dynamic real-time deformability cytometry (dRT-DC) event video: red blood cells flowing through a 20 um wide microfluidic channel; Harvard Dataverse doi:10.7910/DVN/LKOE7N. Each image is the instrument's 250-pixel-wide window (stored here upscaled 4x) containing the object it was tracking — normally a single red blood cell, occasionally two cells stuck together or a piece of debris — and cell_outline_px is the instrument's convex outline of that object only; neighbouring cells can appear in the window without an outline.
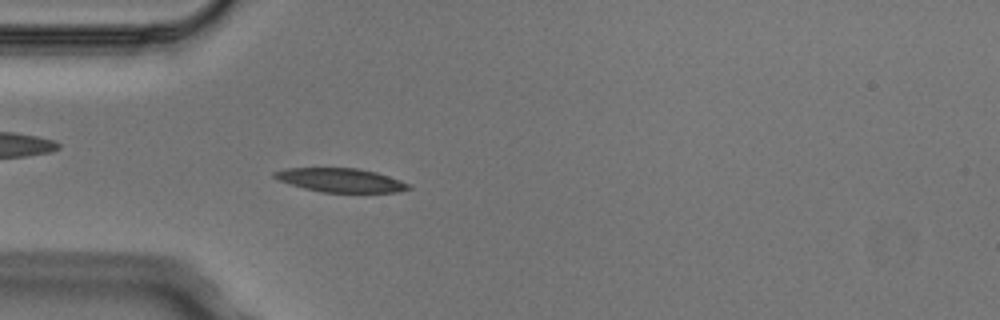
{"species": "Egyptian fruit bat (a non-hibernating species)", "species_latin": "Rousettus aegyptiacus", "temperature_condition": "cold", "stored_images_in_passage": 1, "camera_frame_rate_fps": 3000, "um_per_image_px": 0.085, "animal": {"sex": "male"}, "frame": {"image": 1, "passage_image": 1, "time_ms": 0.0, "image_size_px": [1000, 320], "cell_outline_px": [[412, 188], [396, 192], [320, 192], [304, 188], [280, 180], [272, 176], [272, 172], [284, 168], [356, 168], [376, 172], [412, 184]], "centroid_in_image_um": [28.97, 15.31], "position_along_channel_um": 56.0, "area_um2": 18.55}}